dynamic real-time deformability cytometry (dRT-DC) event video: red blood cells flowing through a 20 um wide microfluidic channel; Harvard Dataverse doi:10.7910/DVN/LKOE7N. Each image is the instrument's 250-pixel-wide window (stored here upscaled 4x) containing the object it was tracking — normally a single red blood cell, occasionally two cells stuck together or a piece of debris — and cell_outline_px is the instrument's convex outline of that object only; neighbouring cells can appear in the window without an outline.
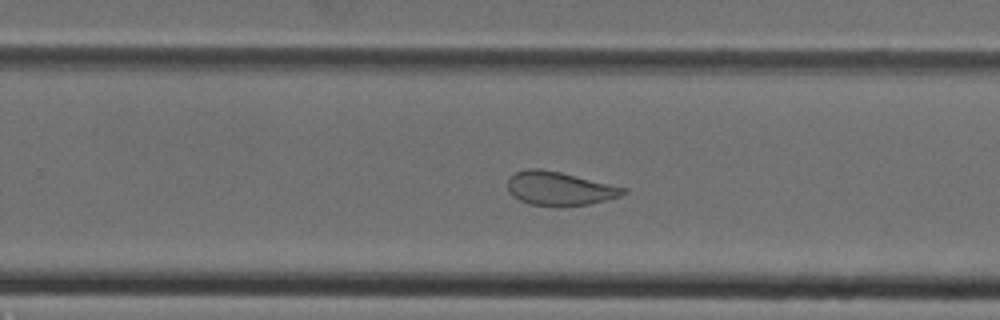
{"species": "Egyptian fruit bat (a non-hibernating species)", "species_latin": "Rousettus aegyptiacus", "temperature_condition": "cold", "stored_images_in_passage": 36, "camera_frame_rate_fps": 3000, "um_per_image_px": 0.085, "animal": {"sex": "female"}, "frame": {"image": 1, "passage_image": 21, "time_ms": 6.667, "image_size_px": [1000, 320], "cell_outline_px": [[628, 192], [620, 196], [588, 204], [528, 204], [512, 196], [508, 192], [508, 176], [524, 168], [540, 168], [560, 172], [628, 188]], "centroid_in_image_um": [47.52, 15.98], "position_along_channel_um": 282.3, "area_um2": 22.31}}
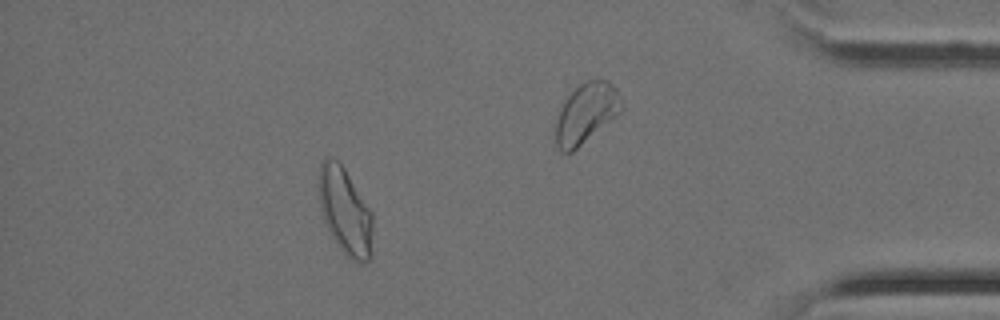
{"frame": {"image": 2, "passage_image": 31, "time_ms": 10.0, "image_size_px": [1000, 320], "cell_outline_px": [[372, 228], [368, 260], [360, 264], [352, 260], [340, 248], [332, 236], [324, 220], [320, 208], [320, 164], [324, 156], [332, 156], [344, 168], [372, 212]], "centroid_in_image_um": [29.32, 17.92], "position_along_channel_um": 405.9, "area_um2": 26.59}}